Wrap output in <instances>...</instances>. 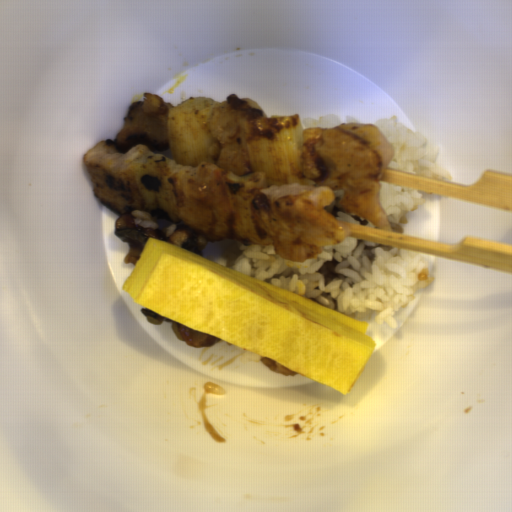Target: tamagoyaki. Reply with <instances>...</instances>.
I'll return each instance as SVG.
<instances>
[{
    "label": "tamagoyaki",
    "instance_id": "81b7327e",
    "mask_svg": "<svg viewBox=\"0 0 512 512\" xmlns=\"http://www.w3.org/2000/svg\"><path fill=\"white\" fill-rule=\"evenodd\" d=\"M120 290L137 305L346 396L378 346L366 334L370 323L149 235Z\"/></svg>",
    "mask_w": 512,
    "mask_h": 512
}]
</instances>
